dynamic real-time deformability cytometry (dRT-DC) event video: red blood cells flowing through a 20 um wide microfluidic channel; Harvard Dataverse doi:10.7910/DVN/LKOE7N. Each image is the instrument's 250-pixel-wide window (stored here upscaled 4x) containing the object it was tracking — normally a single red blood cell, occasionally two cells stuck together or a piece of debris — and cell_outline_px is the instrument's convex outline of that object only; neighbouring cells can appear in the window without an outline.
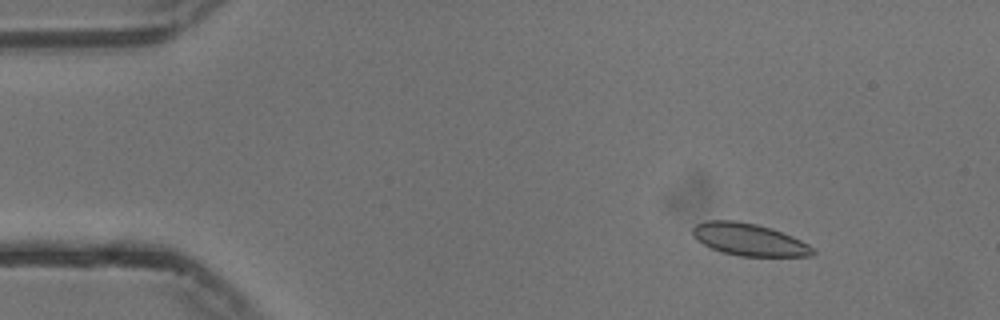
{"species": "common noctule bat (a hibernating species)", "species_latin": "Nyctalus noctula", "temperature_condition": "cold", "stored_images_in_passage": 55, "camera_frame_rate_fps": 3000, "um_per_image_px": 0.085, "animal": {"sex": "male", "body_mass_g": 13.3}, "frame": {"image": 1, "passage_image": 7, "time_ms": 2.0, "image_size_px": [1000, 320], "cell_outline_px": [[816, 252], [812, 256], [740, 256], [720, 252], [696, 240], [692, 236], [692, 228], [696, 224], [704, 220], [736, 220], [756, 224], [772, 228], [792, 236], [808, 244]], "centroid_in_image_um": [63.63, 20.35], "position_along_channel_um": 21.4, "area_um2": 22.72}}
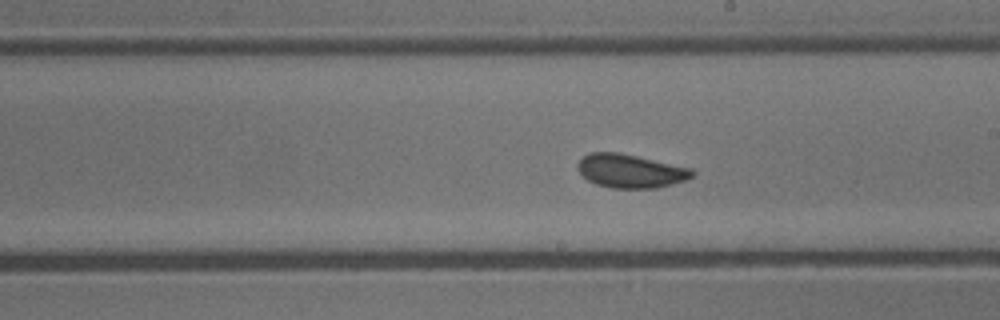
{"frame": {"image": 2, "passage_image": 31, "time_ms": 10.0, "image_size_px": [1000, 320], "cell_outline_px": [[696, 172], [692, 176], [684, 180], [672, 184], [656, 188], [612, 188], [596, 184], [588, 180], [576, 168], [576, 164], [588, 152], [616, 152], [636, 156], [692, 168]], "centroid_in_image_um": [53.57, 14.53], "position_along_channel_um": 235.4, "area_um2": 22.31}}
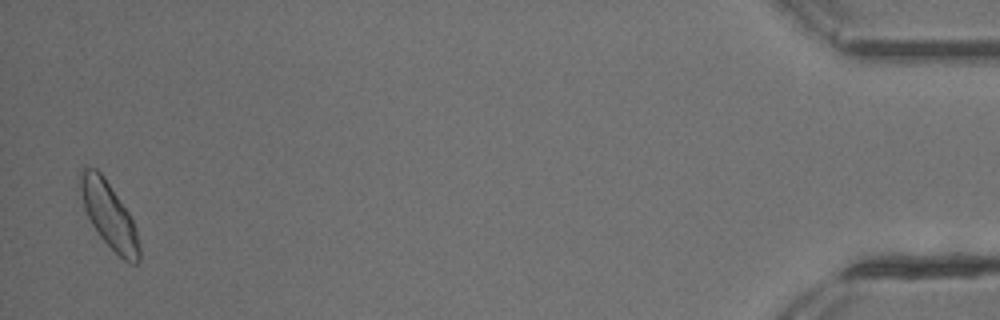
{"frame": {"image": 3, "passage_image": 54, "time_ms": 17.667, "image_size_px": [1000, 320], "cell_outline_px": [[140, 260], [136, 264], [132, 264], [124, 260], [100, 236], [92, 224], [84, 208], [80, 192], [80, 172], [84, 168], [96, 168], [104, 176], [128, 212], [136, 228], [140, 248]], "centroid_in_image_um": [9.28, 18.29], "position_along_channel_um": 425.9, "area_um2": 22.25}, "authors_computed_cell_mechanics": {"area_um2": 22.1952, "velocity_mm_per_s": 3.7143, "shape_relaxation_time_tau1_ms": 3.3505, "shape_relaxation_time_tau2_ms": 1.141, "deformation_change_tau1": 0.0814, "deformation_change_tau2": 0.0618}}